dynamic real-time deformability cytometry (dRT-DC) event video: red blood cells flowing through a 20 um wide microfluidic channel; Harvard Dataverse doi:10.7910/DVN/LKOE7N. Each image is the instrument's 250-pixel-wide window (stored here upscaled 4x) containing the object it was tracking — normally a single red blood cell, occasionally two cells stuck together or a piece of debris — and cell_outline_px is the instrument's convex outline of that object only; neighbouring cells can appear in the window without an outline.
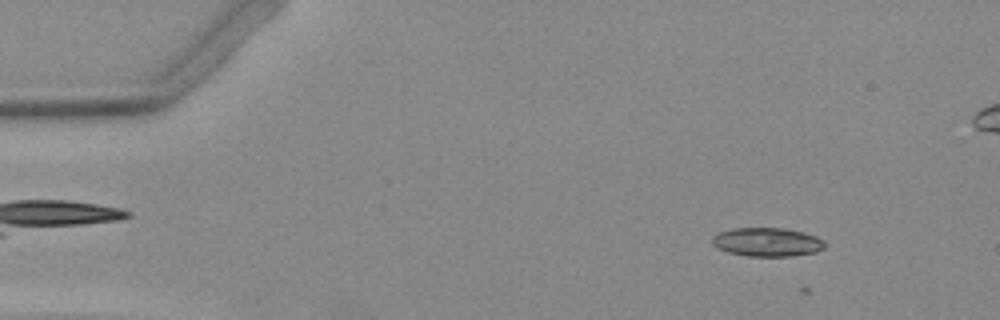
{"species": "Egyptian fruit bat (a non-hibernating species)", "species_latin": "Rousettus aegyptiacus", "temperature_condition": "warm", "stored_images_in_passage": 3, "camera_frame_rate_fps": 3000, "um_per_image_px": 0.085, "animal": {"sex": "female"}, "frame": {"image": 1, "passage_image": 1, "time_ms": 0.0, "image_size_px": [1000, 320], "cell_outline_px": [[824, 248], [816, 252], [792, 256], [748, 256], [728, 252], [712, 244], [712, 236], [720, 232], [732, 228], [784, 228], [804, 232], [816, 236], [824, 240]], "centroid_in_image_um": [65.23, 20.57], "position_along_channel_um": 19.8, "area_um2": 18.84}}